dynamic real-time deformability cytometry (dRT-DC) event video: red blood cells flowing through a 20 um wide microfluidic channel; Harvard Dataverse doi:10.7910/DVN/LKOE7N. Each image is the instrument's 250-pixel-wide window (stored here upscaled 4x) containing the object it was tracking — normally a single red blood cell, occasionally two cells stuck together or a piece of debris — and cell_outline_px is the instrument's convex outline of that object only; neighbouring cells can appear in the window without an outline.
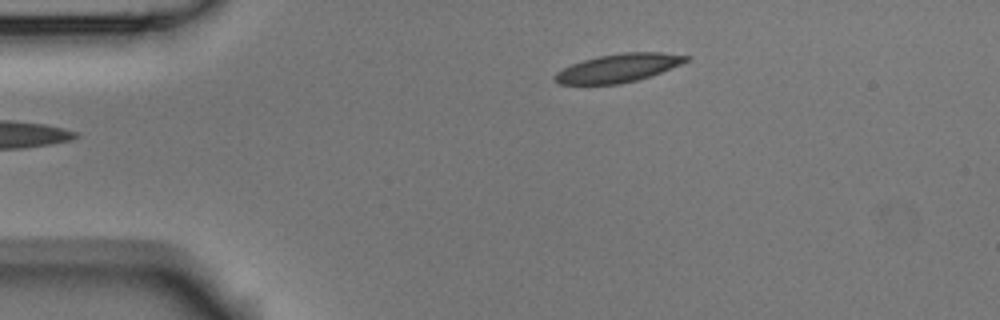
{"species": "Egyptian fruit bat (a non-hibernating species)", "species_latin": "Rousettus aegyptiacus", "temperature_condition": "room temperature", "stored_images_in_passage": 3, "camera_frame_rate_fps": 3000, "um_per_image_px": 0.085, "animal": {"sex": "male"}, "frame": {"image": 1, "passage_image": 3, "time_ms": 0.667, "image_size_px": [1000, 320], "cell_outline_px": [[692, 60], [660, 72], [636, 80], [620, 84], [560, 84], [552, 80], [552, 76], [556, 72], [572, 64], [584, 60], [600, 56], [624, 52], [660, 52], [692, 56]], "centroid_in_image_um": [52.57, 5.78], "position_along_channel_um": 32.4, "area_um2": 21.62}}